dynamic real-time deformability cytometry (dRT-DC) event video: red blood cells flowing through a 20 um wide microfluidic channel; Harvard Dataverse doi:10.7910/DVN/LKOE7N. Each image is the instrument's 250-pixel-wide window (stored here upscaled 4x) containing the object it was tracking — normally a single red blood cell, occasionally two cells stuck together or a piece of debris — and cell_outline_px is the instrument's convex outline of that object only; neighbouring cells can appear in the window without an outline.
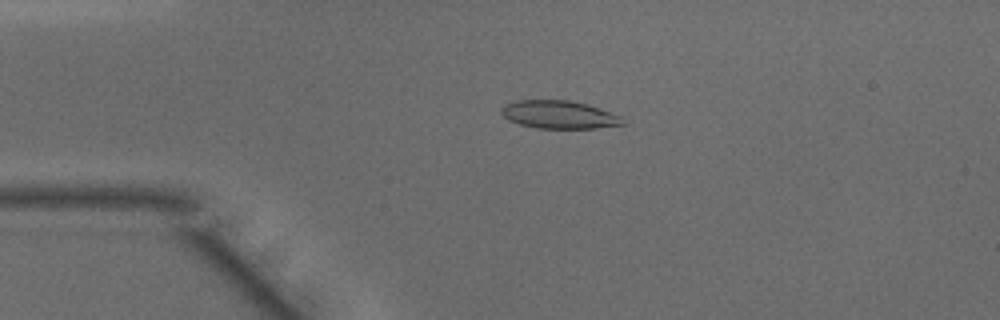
{"species": "common noctule bat (a hibernating species)", "species_latin": "Nyctalus noctula", "temperature_condition": "warm", "stored_images_in_passage": 48, "camera_frame_rate_fps": 3000, "um_per_image_px": 0.085, "animal": {"sex": "male", "body_mass_g": 15.6}, "frame": {"image": 1, "passage_image": 11, "time_ms": 3.333, "image_size_px": [1000, 320], "cell_outline_px": [[624, 124], [596, 128], [536, 128], [520, 124], [508, 120], [500, 112], [500, 108], [504, 104], [516, 100], [568, 100], [588, 104], [620, 116]], "centroid_in_image_um": [47.46, 9.73], "position_along_channel_um": 37.5, "area_um2": 19.71}}
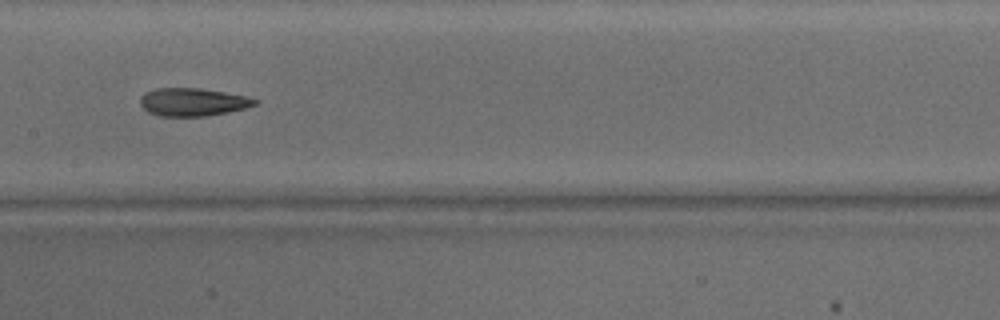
{"frame": {"image": 2, "passage_image": 24, "time_ms": 7.667, "image_size_px": [1000, 320], "cell_outline_px": [[260, 100], [256, 104], [244, 108], [228, 112], [208, 116], [160, 116], [148, 112], [140, 104], [140, 96], [144, 92], [156, 88], [200, 88], [224, 92], [244, 96]], "centroid_in_image_um": [16.35, 8.67], "position_along_channel_um": 191.0, "area_um2": 18.67}}
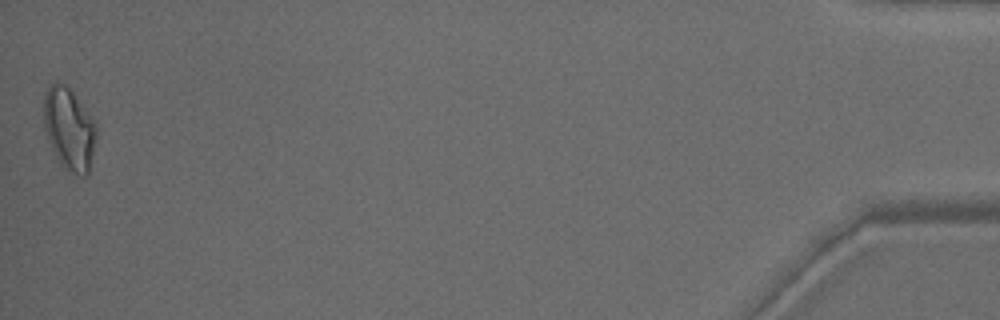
{"frame": {"image": 3, "passage_image": 48, "time_ms": 15.667, "image_size_px": [1000, 320], "cell_outline_px": [[96, 136], [88, 176], [80, 176], [64, 168], [60, 164], [52, 148], [44, 124], [44, 96], [48, 88], [56, 80], [64, 84], [72, 92], [92, 116], [96, 124]], "centroid_in_image_um": [5.89, 10.96], "position_along_channel_um": 429.3, "area_um2": 24.91}, "authors_computed_cell_mechanics": {"area_um2": 19.9988, "velocity_mm_per_s": 4.1942, "shape_relaxation_time_tau1_ms": 10.8965, "shape_relaxation_time_tau2_ms": 3.1129, "deformation_change_tau1": 0.2771, "deformation_change_tau2": 0.1169}}